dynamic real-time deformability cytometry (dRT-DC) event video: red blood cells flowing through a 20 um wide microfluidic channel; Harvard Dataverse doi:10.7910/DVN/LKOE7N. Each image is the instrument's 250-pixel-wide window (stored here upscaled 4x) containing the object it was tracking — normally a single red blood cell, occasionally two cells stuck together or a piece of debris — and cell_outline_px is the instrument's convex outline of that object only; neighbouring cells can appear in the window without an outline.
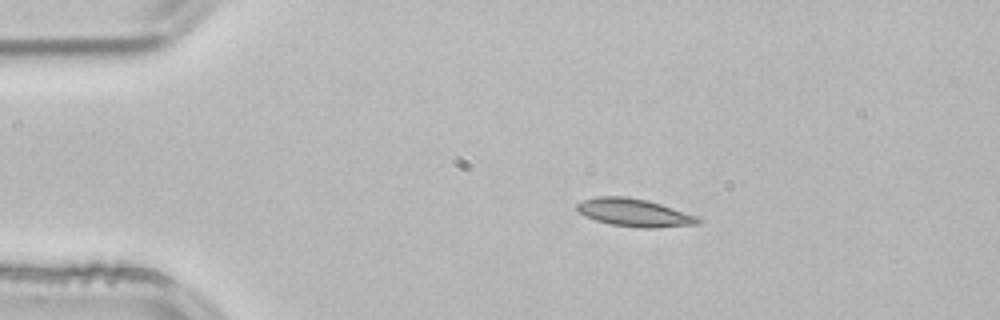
{"species": "common noctule bat (a hibernating species)", "species_latin": "Nyctalus noctula", "temperature_condition": "room temperature", "stored_images_in_passage": 2, "camera_frame_rate_fps": 3000, "um_per_image_px": 0.085, "animal": {"sex": "male", "body_mass_g": 21.5, "forearm_length_mm": 52.0}, "frame": {"image": 1, "passage_image": 1, "time_ms": 0.0, "image_size_px": [1000, 320], "cell_outline_px": [[700, 220], [696, 224], [656, 228], [640, 228], [612, 224], [596, 220], [584, 216], [576, 208], [576, 204], [584, 200], [596, 196], [628, 196], [648, 200], [696, 216]], "centroid_in_image_um": [53.87, 18.06], "position_along_channel_um": 31.1, "area_um2": 19.42}}